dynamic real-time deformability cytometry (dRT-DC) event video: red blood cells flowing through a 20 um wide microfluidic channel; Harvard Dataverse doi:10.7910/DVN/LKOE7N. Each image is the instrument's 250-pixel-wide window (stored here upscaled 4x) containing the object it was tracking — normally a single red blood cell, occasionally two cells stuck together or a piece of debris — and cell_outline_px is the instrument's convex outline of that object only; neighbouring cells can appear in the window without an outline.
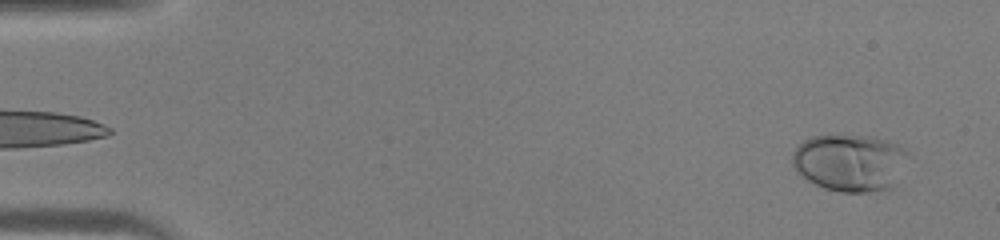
{"species": "human", "species_latin": "Homo sapiens", "temperature_condition": "warm", "stored_images_in_passage": 44, "camera_frame_rate_fps": 3000, "um_per_image_px": 0.085, "donor": {"sex": "male"}, "frame": {"image": 1, "passage_image": 2, "time_ms": 0.333, "image_size_px": [1000, 240], "cell_outline_px": [[908, 156], [892, 188], [868, 192], [840, 192], [824, 188], [808, 180], [796, 172], [792, 164], [792, 152], [804, 140], [812, 136], [868, 136], [884, 140], [896, 144], [908, 152]], "centroid_in_image_um": [72.21, 13.83], "position_along_channel_um": 12.8, "area_um2": 38.26}}
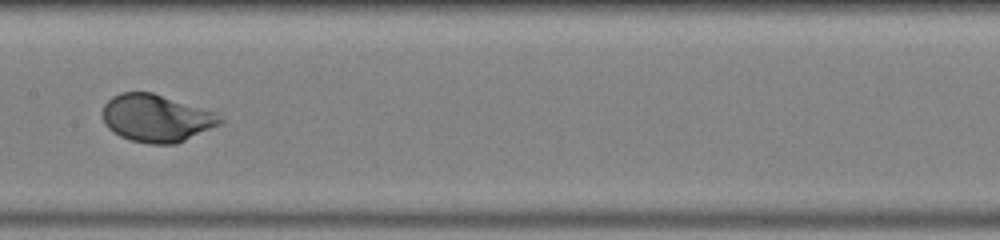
{"frame": {"image": 2, "passage_image": 23, "time_ms": 7.333, "image_size_px": [1000, 240], "cell_outline_px": [[224, 120], [220, 124], [176, 144], [148, 144], [132, 140], [120, 136], [112, 132], [104, 124], [104, 104], [112, 96], [120, 92], [152, 92], [220, 112]], "centroid_in_image_um": [13.33, 10.03], "position_along_channel_um": 194.1, "area_um2": 32.83}}
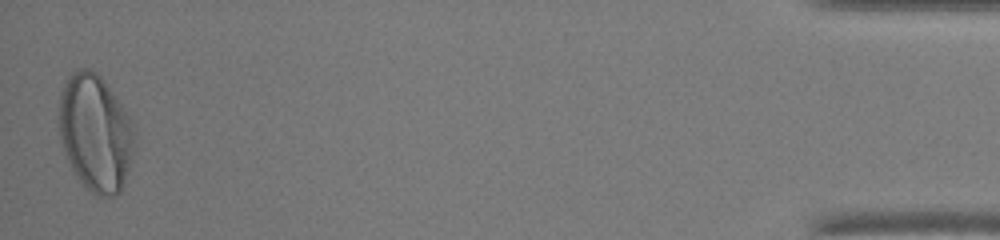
{"frame": {"image": 3, "passage_image": 44, "time_ms": 14.333, "image_size_px": [1000, 240], "cell_outline_px": [[132, 152], [124, 184], [120, 192], [112, 196], [96, 196], [84, 188], [68, 160], [60, 140], [60, 92], [64, 84], [72, 72], [80, 68], [88, 68], [96, 72], [104, 80], [128, 116], [132, 132]], "centroid_in_image_um": [8.07, 11.31], "position_along_channel_um": 427.1, "area_um2": 50.4}}